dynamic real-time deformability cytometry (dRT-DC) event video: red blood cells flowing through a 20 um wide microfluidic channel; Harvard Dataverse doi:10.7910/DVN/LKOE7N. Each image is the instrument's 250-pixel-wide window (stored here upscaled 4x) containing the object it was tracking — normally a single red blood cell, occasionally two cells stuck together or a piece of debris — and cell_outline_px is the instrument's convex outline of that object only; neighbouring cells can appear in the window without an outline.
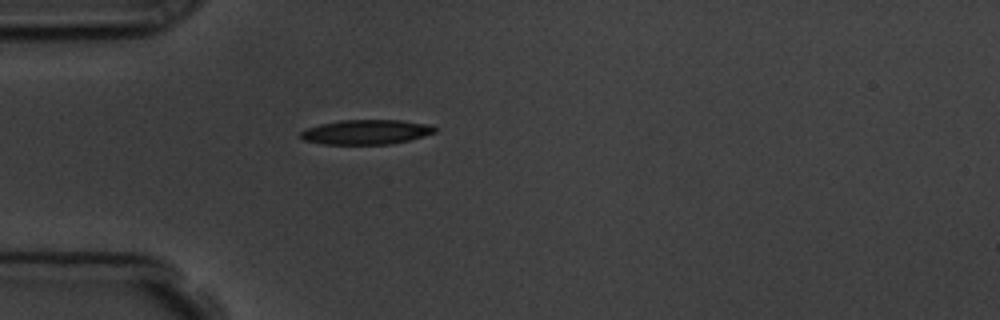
{"species": "common noctule bat (a hibernating species)", "species_latin": "Nyctalus noctula", "temperature_condition": "room temperature", "stored_images_in_passage": 41, "camera_frame_rate_fps": 3000, "um_per_image_px": 0.085, "animal": {"sex": "male", "body_mass_g": 19.5, "forearm_length_mm": 54.6}, "frame": {"image": 1, "passage_image": 1, "time_ms": 0.0, "image_size_px": [1000, 320], "cell_outline_px": [[436, 132], [408, 140], [392, 144], [324, 144], [304, 140], [300, 136], [300, 132], [308, 128], [320, 124], [340, 120], [400, 120], [432, 124], [436, 128]], "centroid_in_image_um": [31.15, 11.21], "position_along_channel_um": 53.9, "area_um2": 19.25}}
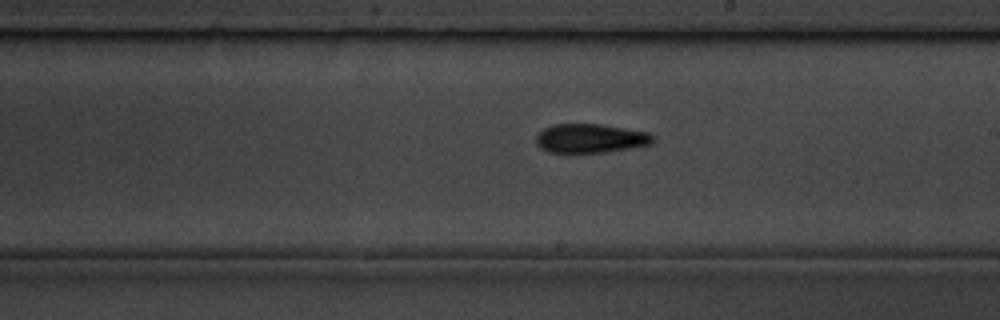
{"frame": {"image": 2, "passage_image": 17, "time_ms": 5.333, "image_size_px": [1000, 320], "cell_outline_px": [[656, 140], [652, 144], [632, 148], [604, 152], [548, 152], [540, 148], [536, 144], [536, 136], [544, 128], [552, 124], [600, 124], [648, 132], [656, 136]], "centroid_in_image_um": [50.22, 11.76], "position_along_channel_um": 238.8, "area_um2": 19.88}}
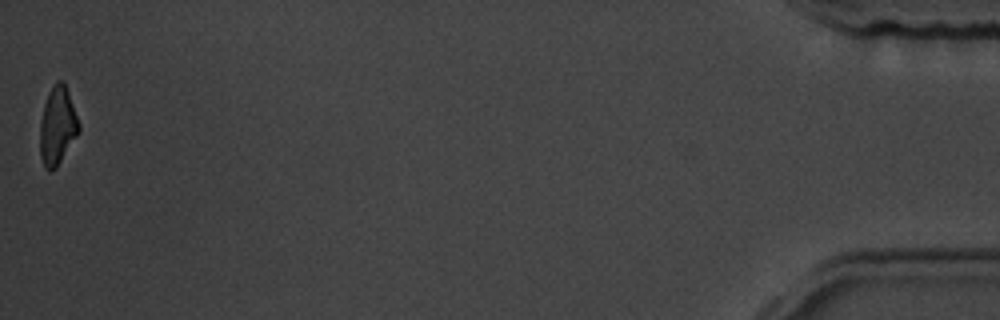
{"frame": {"image": 3, "passage_image": 41, "time_ms": 13.333, "image_size_px": [1000, 320], "cell_outline_px": [[80, 132], [56, 168], [48, 172], [44, 168], [40, 156], [40, 124], [44, 104], [48, 92], [56, 80], [64, 80], [80, 124]], "centroid_in_image_um": [4.89, 10.7], "position_along_channel_um": 430.3, "area_um2": 17.92}, "authors_computed_cell_mechanics": {"area_um2": 19.2474, "velocity_mm_per_s": 3.6139, "shape_relaxation_time_tau1_ms": 2.7983, "shape_relaxation_time_tau2_ms": 4.2606, "deformation_change_tau1": 0.1104, "deformation_change_tau2": 0.1181}}